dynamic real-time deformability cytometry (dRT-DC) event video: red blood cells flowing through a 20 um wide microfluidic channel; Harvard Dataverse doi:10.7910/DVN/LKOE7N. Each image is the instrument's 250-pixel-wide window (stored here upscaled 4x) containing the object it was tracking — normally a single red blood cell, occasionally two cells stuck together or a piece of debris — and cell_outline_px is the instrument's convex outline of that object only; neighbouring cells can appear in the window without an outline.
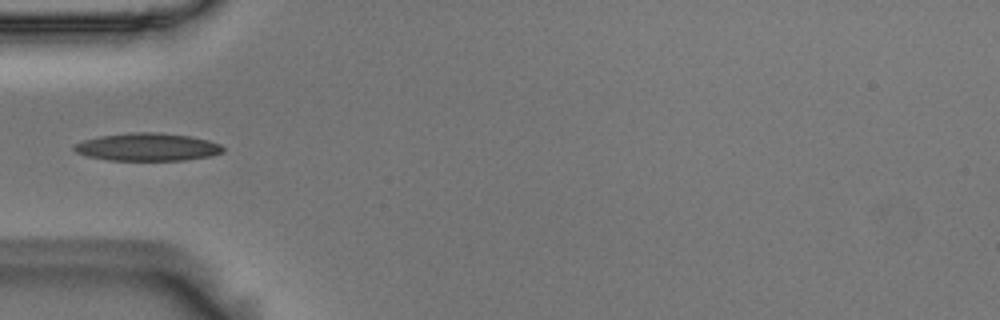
{"species": "Egyptian fruit bat (a non-hibernating species)", "species_latin": "Rousettus aegyptiacus", "temperature_condition": "room temperature", "stored_images_in_passage": 38, "camera_frame_rate_fps": 3000, "um_per_image_px": 0.085, "animal": {"sex": "male"}, "frame": {"image": 1, "passage_image": 1, "time_ms": 0.0, "image_size_px": [1000, 320], "cell_outline_px": [[224, 152], [212, 156], [184, 160], [108, 160], [88, 156], [76, 152], [72, 148], [76, 144], [84, 140], [100, 136], [128, 132], [160, 132], [192, 136], [208, 140], [220, 144], [224, 148]], "centroid_in_image_um": [12.57, 12.49], "position_along_channel_um": 72.4, "area_um2": 24.22}}
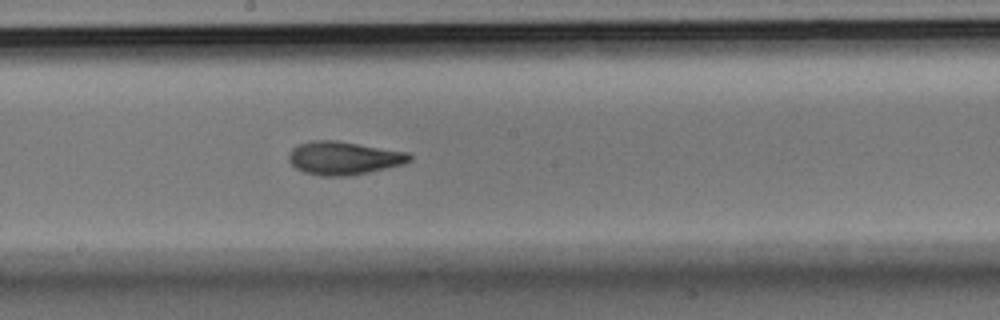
{"frame": {"image": 2, "passage_image": 13, "time_ms": 4.0, "image_size_px": [1000, 320], "cell_outline_px": [[412, 160], [404, 164], [368, 172], [348, 176], [320, 176], [304, 172], [296, 168], [288, 160], [288, 156], [292, 148], [296, 144], [312, 140], [336, 140], [408, 152], [412, 156]], "centroid_in_image_um": [29.2, 13.43], "position_along_channel_um": 219.0, "area_um2": 23.52}}
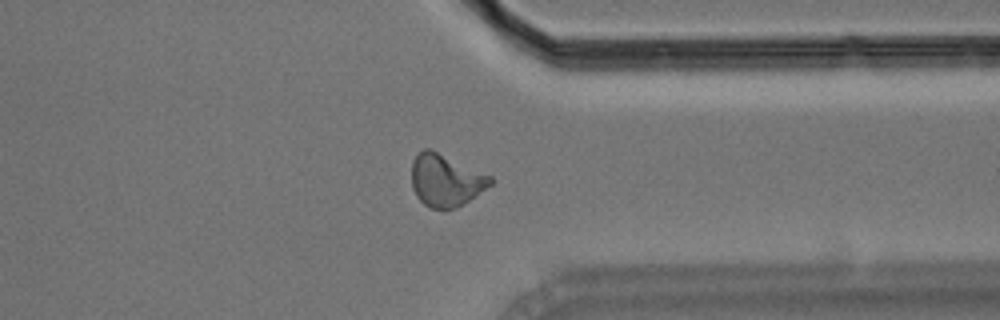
{"frame": {"image": 3, "passage_image": 26, "time_ms": 8.333, "image_size_px": [1000, 320], "cell_outline_px": [[492, 184], [464, 204], [456, 208], [428, 208], [416, 196], [412, 188], [412, 160], [424, 148], [432, 148], [492, 176]], "centroid_in_image_um": [37.88, 15.31], "position_along_channel_um": 373.5, "area_um2": 24.16}}